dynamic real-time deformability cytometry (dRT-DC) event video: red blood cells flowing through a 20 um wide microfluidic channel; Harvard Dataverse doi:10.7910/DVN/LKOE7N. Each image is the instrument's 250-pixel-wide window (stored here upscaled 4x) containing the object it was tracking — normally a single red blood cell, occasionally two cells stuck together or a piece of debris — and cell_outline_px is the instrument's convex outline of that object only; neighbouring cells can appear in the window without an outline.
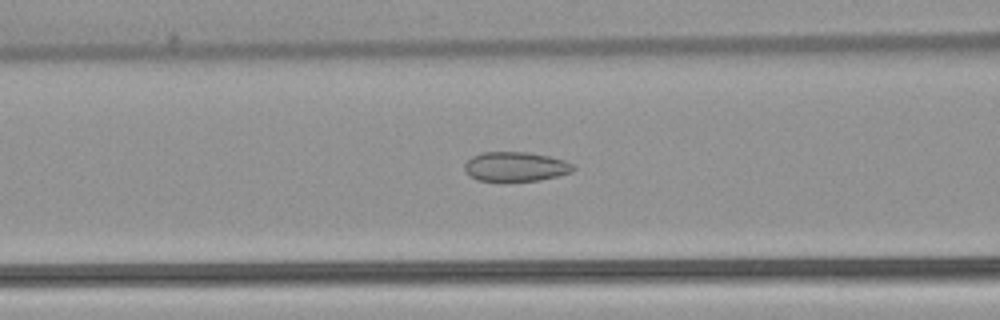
{"species": "common noctule bat (a hibernating species)", "species_latin": "Nyctalus noctula", "temperature_condition": "warm", "stored_images_in_passage": 33, "camera_frame_rate_fps": 3000, "um_per_image_px": 0.085, "animal": {"sex": "female", "body_mass_g": 22.7, "forearm_length_mm": 54.2}, "frame": {"image": 1, "passage_image": 9, "time_ms": 2.667, "image_size_px": [1000, 320], "cell_outline_px": [[576, 168], [572, 172], [560, 176], [540, 180], [476, 180], [468, 176], [464, 172], [464, 164], [472, 156], [480, 152], [528, 152], [548, 156], [564, 160], [572, 164]], "centroid_in_image_um": [43.81, 14.15], "position_along_channel_um": 122.8, "area_um2": 18.73}}
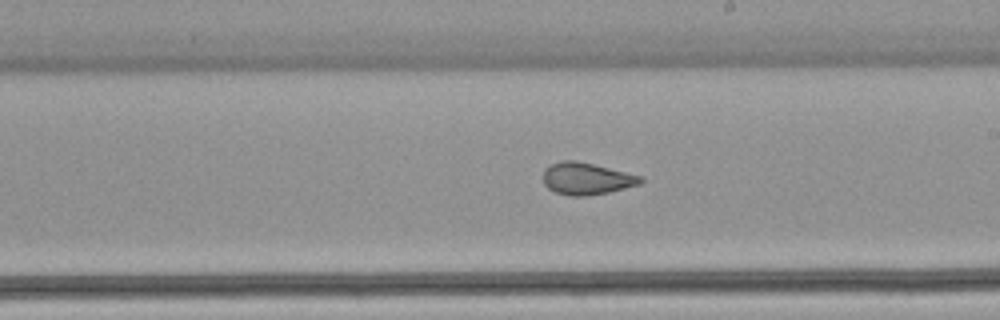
{"frame": {"image": 2, "passage_image": 18, "time_ms": 5.667, "image_size_px": [1000, 320], "cell_outline_px": [[644, 180], [640, 184], [608, 192], [584, 196], [568, 196], [556, 192], [548, 188], [544, 184], [544, 168], [548, 164], [560, 160], [576, 160], [644, 176]], "centroid_in_image_um": [49.84, 15.17], "position_along_channel_um": 239.2, "area_um2": 18.32}}
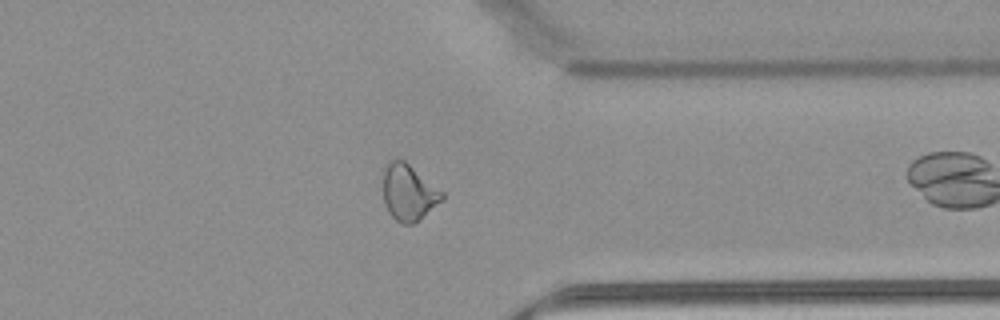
{"frame": {"image": 3, "passage_image": 29, "time_ms": 9.333, "image_size_px": [1000, 320], "cell_outline_px": [[444, 196], [440, 200], [412, 224], [400, 224], [388, 212], [384, 204], [384, 164], [388, 160], [404, 160], [444, 192]], "centroid_in_image_um": [34.68, 16.33], "position_along_channel_um": 376.7, "area_um2": 18.9}}